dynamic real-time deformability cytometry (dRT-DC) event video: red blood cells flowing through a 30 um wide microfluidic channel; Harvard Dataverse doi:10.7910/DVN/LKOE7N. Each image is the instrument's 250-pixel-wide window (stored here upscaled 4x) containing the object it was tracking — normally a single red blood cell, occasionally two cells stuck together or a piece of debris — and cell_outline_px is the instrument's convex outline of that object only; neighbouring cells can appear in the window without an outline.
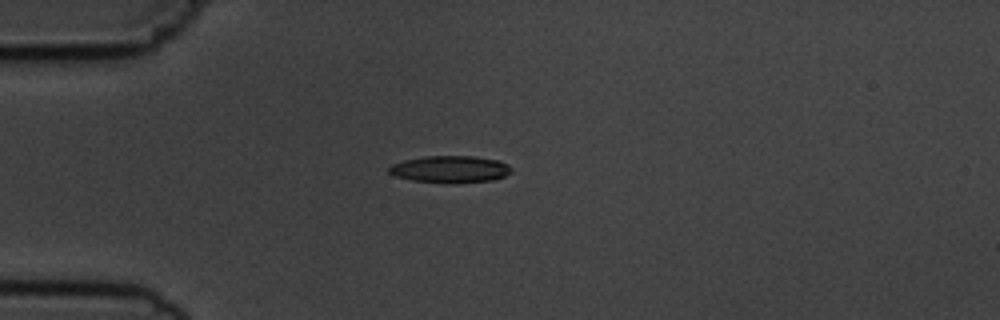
{"species": "common noctule bat (a hibernating species)", "species_latin": "Nyctalus noctula", "temperature_condition": "cold", "stored_images_in_passage": 2, "camera_frame_rate_fps": 3000, "um_per_image_px": 0.085, "animal": {"sex": "male", "body_mass_g": 19.5, "forearm_length_mm": 54.6}, "frame": {"image": 1, "passage_image": 1, "time_ms": 0.0, "image_size_px": [1000, 320], "cell_outline_px": [[512, 172], [504, 176], [492, 180], [412, 180], [396, 176], [388, 172], [388, 168], [392, 164], [404, 160], [424, 156], [476, 156], [500, 160], [508, 164], [512, 168]], "centroid_in_image_um": [38.29, 14.32], "position_along_channel_um": 46.7, "area_um2": 18.32}}
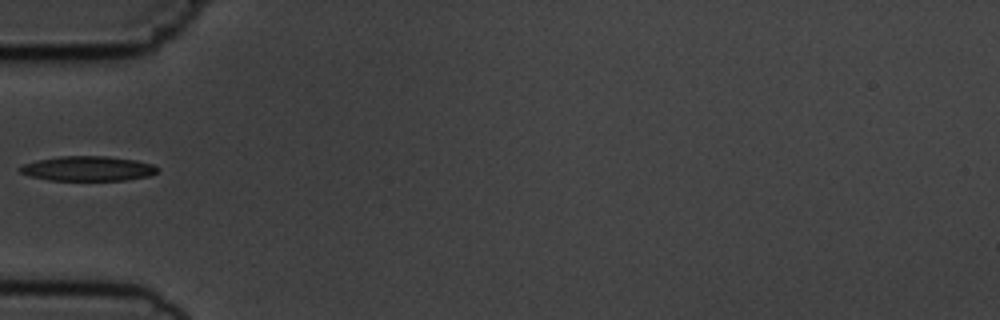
{"frame": {"image": 2, "passage_image": 2, "time_ms": 1.333, "image_size_px": [1000, 320], "cell_outline_px": [[160, 168], [156, 172], [148, 176], [124, 180], [48, 180], [28, 176], [20, 172], [16, 168], [24, 164], [36, 160], [60, 156], [108, 156], [136, 160], [152, 164]], "centroid_in_image_um": [7.43, 14.32], "position_along_channel_um": 77.6, "area_um2": 19.94}}